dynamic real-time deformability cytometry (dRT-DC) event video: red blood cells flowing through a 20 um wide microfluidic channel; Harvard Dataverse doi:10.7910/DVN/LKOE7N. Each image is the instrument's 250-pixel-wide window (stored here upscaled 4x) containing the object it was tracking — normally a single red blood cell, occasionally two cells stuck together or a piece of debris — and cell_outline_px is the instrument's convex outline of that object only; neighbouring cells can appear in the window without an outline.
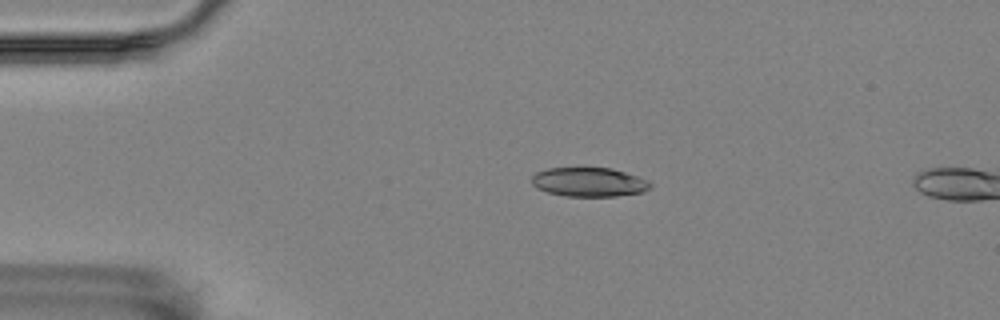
{"species": "Egyptian fruit bat (a non-hibernating species)", "species_latin": "Rousettus aegyptiacus", "temperature_condition": "room temperature", "stored_images_in_passage": 5, "camera_frame_rate_fps": 3000, "um_per_image_px": 0.085, "animal": {"sex": "female"}, "frame": {"image": 1, "passage_image": 4, "time_ms": 1.0, "image_size_px": [1000, 320], "cell_outline_px": [[652, 188], [644, 192], [616, 196], [564, 196], [548, 192], [536, 188], [532, 184], [532, 176], [536, 172], [548, 168], [612, 168], [648, 180], [652, 184]], "centroid_in_image_um": [50.08, 15.48], "position_along_channel_um": 34.9, "area_um2": 20.17}}